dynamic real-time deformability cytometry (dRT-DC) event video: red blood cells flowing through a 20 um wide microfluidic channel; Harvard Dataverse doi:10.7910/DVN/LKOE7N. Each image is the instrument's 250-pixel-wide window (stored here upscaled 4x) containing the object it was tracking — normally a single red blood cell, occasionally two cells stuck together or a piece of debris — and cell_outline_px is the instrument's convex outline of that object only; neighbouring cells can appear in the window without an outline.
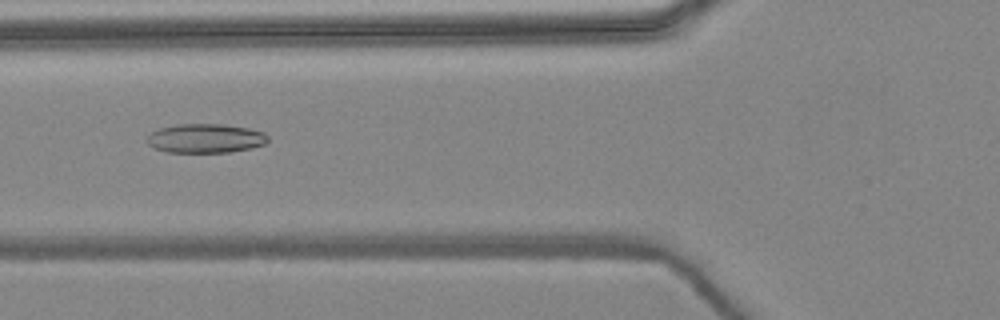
{"species": "common noctule bat (a hibernating species)", "species_latin": "Nyctalus noctula", "temperature_condition": "warm", "stored_images_in_passage": 9, "camera_frame_rate_fps": 3000, "um_per_image_px": 0.085, "animal": {"sex": "female", "body_mass_g": 24.6, "forearm_length_mm": 56.2}, "frame": {"image": 1, "passage_image": 4, "time_ms": 1.0, "image_size_px": [1000, 320], "cell_outline_px": [[268, 140], [264, 144], [252, 148], [228, 152], [168, 152], [156, 148], [148, 144], [144, 140], [152, 132], [160, 128], [176, 124], [224, 124], [248, 128], [264, 132], [268, 136]], "centroid_in_image_um": [17.47, 11.75], "position_along_channel_um": 108.3, "area_um2": 20.52}}
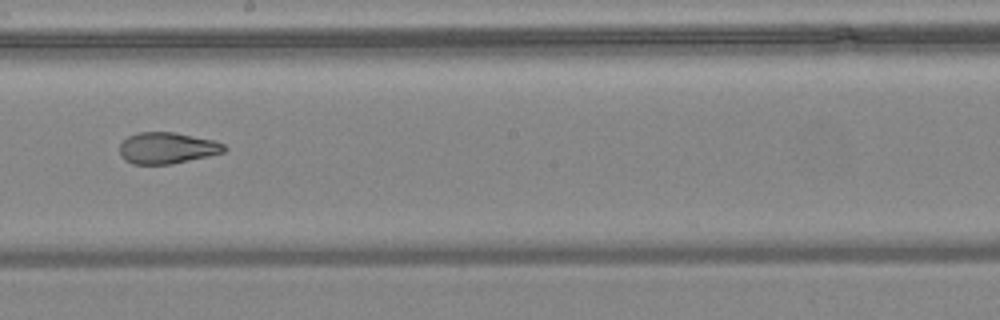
{"frame": {"image": 2, "passage_image": 7, "time_ms": 2.0, "image_size_px": [1000, 320], "cell_outline_px": [[228, 148], [224, 152], [208, 156], [172, 164], [132, 164], [124, 160], [120, 156], [120, 144], [128, 136], [140, 132], [176, 132], [216, 140], [224, 144]], "centroid_in_image_um": [14.22, 12.58], "position_along_channel_um": 234.0, "area_um2": 19.31}}
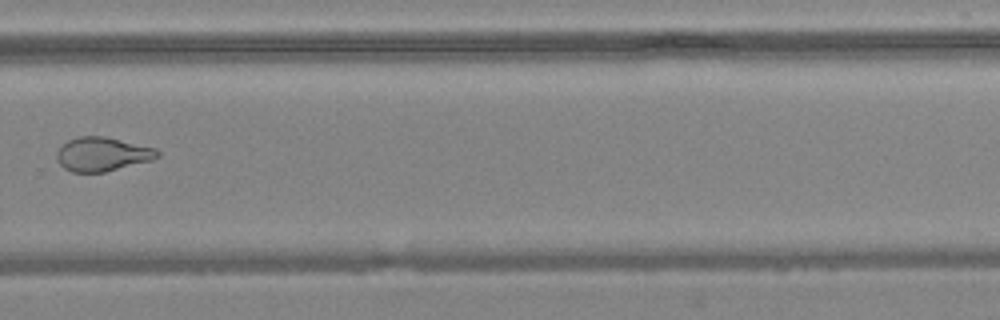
{"frame": {"image": 3, "passage_image": 9, "time_ms": 2.667, "image_size_px": [1000, 320], "cell_outline_px": [[160, 156], [152, 160], [104, 172], [72, 172], [64, 168], [56, 160], [56, 152], [60, 144], [68, 140], [80, 136], [104, 136], [156, 148], [160, 152]], "centroid_in_image_um": [8.67, 13.1], "position_along_channel_um": 321.1, "area_um2": 20.06}}